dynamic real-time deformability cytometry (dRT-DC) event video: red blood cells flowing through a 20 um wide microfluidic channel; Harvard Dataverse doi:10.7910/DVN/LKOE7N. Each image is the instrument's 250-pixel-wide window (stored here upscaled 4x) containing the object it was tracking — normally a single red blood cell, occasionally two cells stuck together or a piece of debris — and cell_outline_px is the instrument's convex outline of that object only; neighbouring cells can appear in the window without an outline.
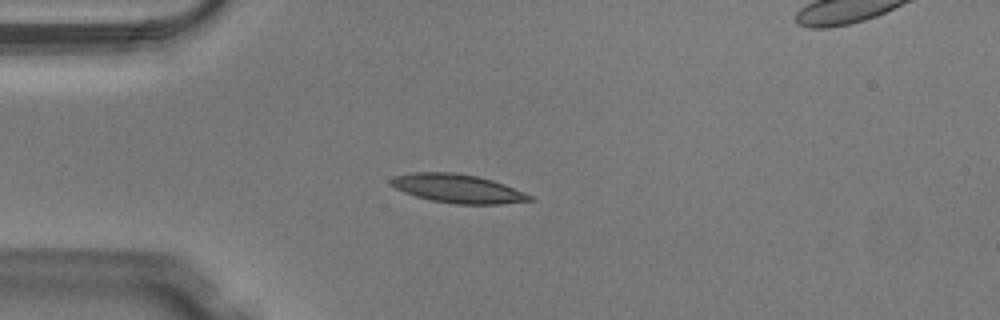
{"species": "Egyptian fruit bat (a non-hibernating species)", "species_latin": "Rousettus aegyptiacus", "temperature_condition": "warm", "stored_images_in_passage": 38, "camera_frame_rate_fps": 3000, "um_per_image_px": 0.085, "animal": {"sex": "male"}, "frame": {"image": 1, "passage_image": 11, "time_ms": 3.333, "image_size_px": [1000, 320], "cell_outline_px": [[536, 200], [500, 204], [456, 204], [432, 200], [416, 196], [404, 192], [388, 184], [388, 180], [392, 176], [412, 172], [456, 172], [476, 176], [492, 180], [504, 184], [524, 192], [532, 196]], "centroid_in_image_um": [38.88, 16.02], "position_along_channel_um": 46.1, "area_um2": 23.29}}
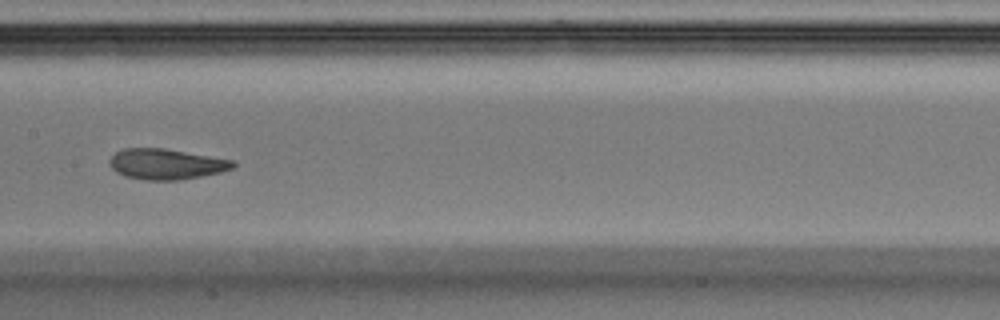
{"frame": {"image": 2, "passage_image": 23, "time_ms": 7.333, "image_size_px": [1000, 320], "cell_outline_px": [[236, 164], [232, 168], [220, 172], [180, 180], [144, 180], [124, 176], [116, 172], [112, 168], [108, 160], [116, 152], [124, 148], [164, 148], [236, 160]], "centroid_in_image_um": [14.13, 13.94], "position_along_channel_um": 193.3, "area_um2": 22.08}}
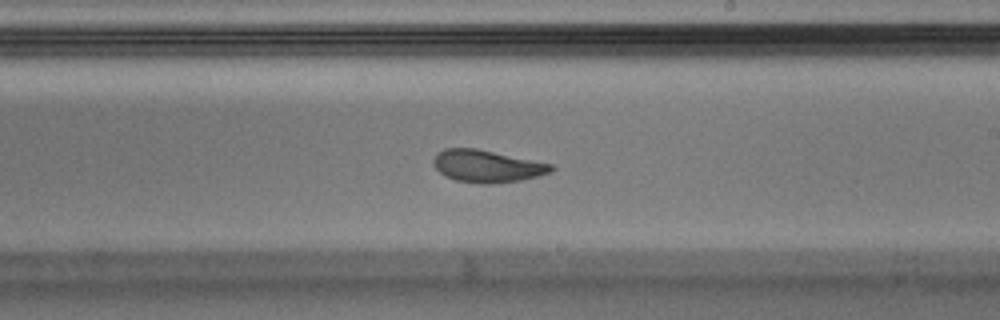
{"frame": {"image": 3, "passage_image": 27, "time_ms": 8.667, "image_size_px": [1000, 320], "cell_outline_px": [[556, 168], [552, 172], [520, 180], [492, 184], [480, 184], [456, 180], [444, 176], [436, 168], [432, 160], [436, 152], [444, 148], [476, 148], [552, 164]], "centroid_in_image_um": [41.37, 14.12], "position_along_channel_um": 247.6, "area_um2": 22.2}, "authors_computed_cell_mechanics": {"area_um2": 22.1952, "velocity_mm_per_s": 4.0804, "shape_relaxation_time_tau1_ms": 4.6106, "shape_relaxation_time_tau2_ms": 1.7752, "deformation_change_tau1": 0.1639, "deformation_change_tau2": 0.0761}}